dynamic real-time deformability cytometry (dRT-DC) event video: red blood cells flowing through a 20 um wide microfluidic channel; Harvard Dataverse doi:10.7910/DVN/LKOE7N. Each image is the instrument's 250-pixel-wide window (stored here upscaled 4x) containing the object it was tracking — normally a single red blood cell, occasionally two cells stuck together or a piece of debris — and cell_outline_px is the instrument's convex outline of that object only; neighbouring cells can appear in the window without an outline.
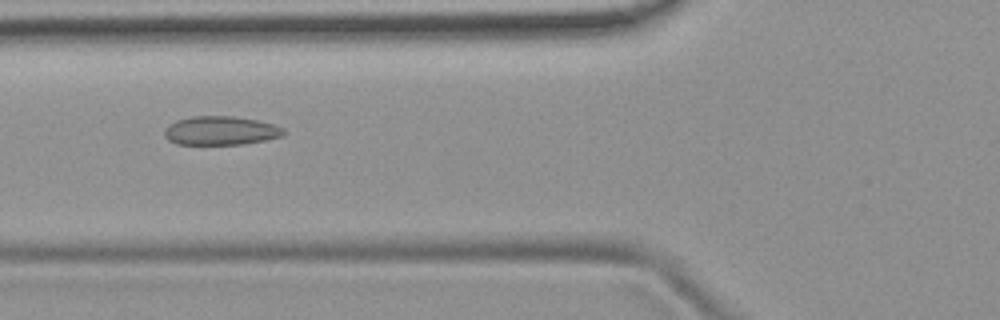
{"species": "common noctule bat (a hibernating species)", "species_latin": "Nyctalus noctula", "temperature_condition": "room temperature", "stored_images_in_passage": 41, "camera_frame_rate_fps": 3000, "um_per_image_px": 0.085, "animal": {"sex": "female", "body_mass_g": 19.9}, "frame": {"image": 1, "passage_image": 9, "time_ms": 2.667, "image_size_px": [1000, 320], "cell_outline_px": [[284, 136], [268, 140], [244, 144], [176, 144], [168, 140], [164, 136], [164, 128], [168, 124], [176, 120], [192, 116], [232, 116], [256, 120], [276, 124], [284, 128]], "centroid_in_image_um": [18.76, 11.1], "position_along_channel_um": 107.0, "area_um2": 20.29}}
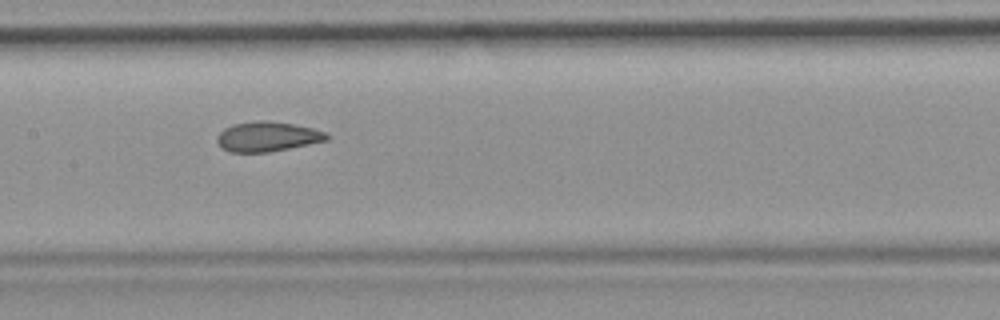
{"frame": {"image": 2, "passage_image": 15, "time_ms": 4.667, "image_size_px": [1000, 320], "cell_outline_px": [[332, 136], [328, 140], [268, 152], [228, 152], [220, 148], [216, 140], [216, 136], [224, 128], [232, 124], [256, 120], [268, 120], [292, 124], [312, 128], [328, 132]], "centroid_in_image_um": [22.71, 11.6], "position_along_channel_um": 184.7, "area_um2": 19.31}}
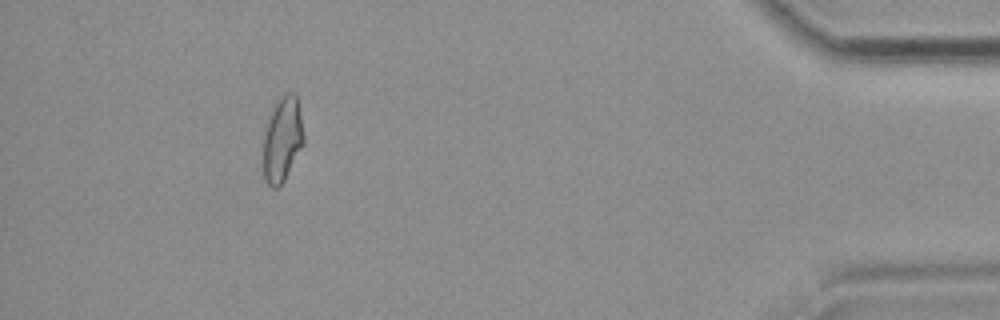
{"frame": {"image": 3, "passage_image": 37, "time_ms": 12.0, "image_size_px": [1000, 320], "cell_outline_px": [[304, 144], [284, 180], [276, 188], [272, 188], [264, 180], [264, 136], [268, 116], [272, 108], [284, 92], [292, 92], [296, 96], [300, 112], [304, 136]], "centroid_in_image_um": [24.0, 11.83], "position_along_channel_um": 411.2, "area_um2": 19.94}, "authors_computed_cell_mechanics": {"area_um2": 19.363, "velocity_mm_per_s": 3.8796, "shape_relaxation_time_tau1_ms": 8.4975, "shape_relaxation_time_tau2_ms": 1.8832, "deformation_change_tau1": 0.166, "deformation_change_tau2": 0.0633}}